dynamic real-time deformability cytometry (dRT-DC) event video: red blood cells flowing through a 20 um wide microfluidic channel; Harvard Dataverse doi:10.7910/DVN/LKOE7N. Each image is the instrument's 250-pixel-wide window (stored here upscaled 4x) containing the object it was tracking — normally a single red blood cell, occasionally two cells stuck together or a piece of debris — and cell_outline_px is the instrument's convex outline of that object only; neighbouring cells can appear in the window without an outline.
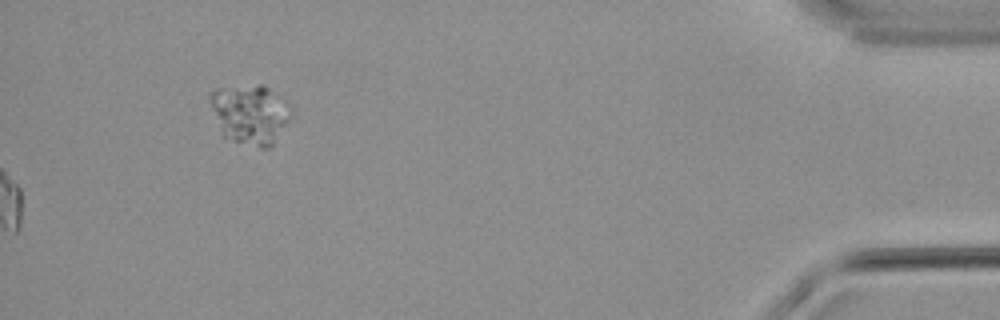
{"species": "common noctule bat (a hibernating species)", "species_latin": "Nyctalus noctula", "temperature_condition": "warm", "stored_images_in_passage": 58, "segment_of_instrument_passage": [2, 2], "camera_frame_rate_fps": 3000, "um_per_image_px": 0.085, "animal": {"sex": "male", "body_mass_g": 21.5, "forearm_length_mm": 52.0}, "frame": {"image": 1, "passage_image": 58, "time_ms": 19.0, "image_size_px": [1000, 320], "cell_outline_px": [[288, 120], [272, 144], [268, 148], [260, 148], [224, 140], [220, 136], [208, 100], [208, 92], [216, 88], [256, 84], [264, 84], [268, 88], [288, 116]], "centroid_in_image_um": [21.03, 9.75], "position_along_channel_um": 414.2, "area_um2": 27.57}}